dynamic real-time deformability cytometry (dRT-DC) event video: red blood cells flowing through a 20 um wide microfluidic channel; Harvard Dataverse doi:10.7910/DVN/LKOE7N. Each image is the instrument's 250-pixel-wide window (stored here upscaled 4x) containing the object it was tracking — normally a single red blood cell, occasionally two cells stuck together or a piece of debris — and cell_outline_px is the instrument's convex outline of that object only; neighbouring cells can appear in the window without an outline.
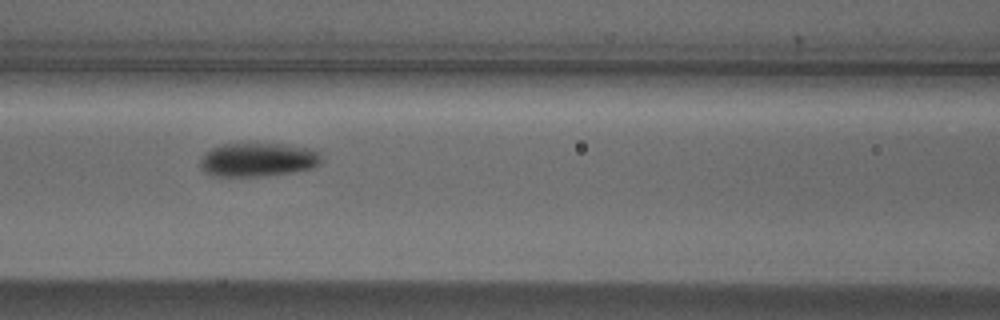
{"species": "Egyptian fruit bat (a non-hibernating species)", "species_latin": "Rousettus aegyptiacus", "temperature_condition": "cold", "stored_images_in_passage": 8, "camera_frame_rate_fps": 3000, "um_per_image_px": 0.085, "animal": {"sex": "male"}, "frame": {"image": 1, "passage_image": 3, "time_ms": 0.667, "image_size_px": [1000, 320], "cell_outline_px": [[324, 160], [320, 164], [312, 168], [288, 172], [260, 176], [212, 176], [204, 172], [200, 168], [200, 160], [212, 148], [220, 144], [288, 144], [308, 148], [320, 152]], "centroid_in_image_um": [21.94, 13.57], "position_along_channel_um": 144.7, "area_um2": 23.81}}
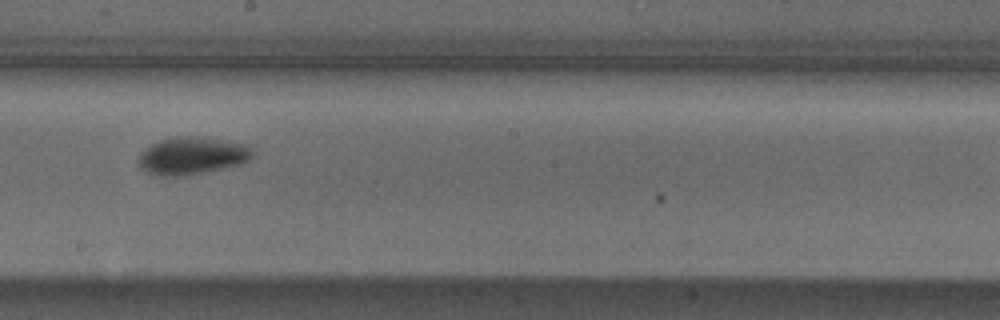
{"frame": {"image": 2, "passage_image": 5, "time_ms": 1.333, "image_size_px": [1000, 320], "cell_outline_px": [[252, 156], [248, 160], [240, 164], [180, 176], [160, 176], [144, 172], [140, 168], [136, 160], [140, 152], [144, 148], [160, 140], [172, 136], [196, 136], [244, 144], [252, 148]], "centroid_in_image_um": [16.22, 13.23], "position_along_channel_um": 232.0, "area_um2": 24.8}}
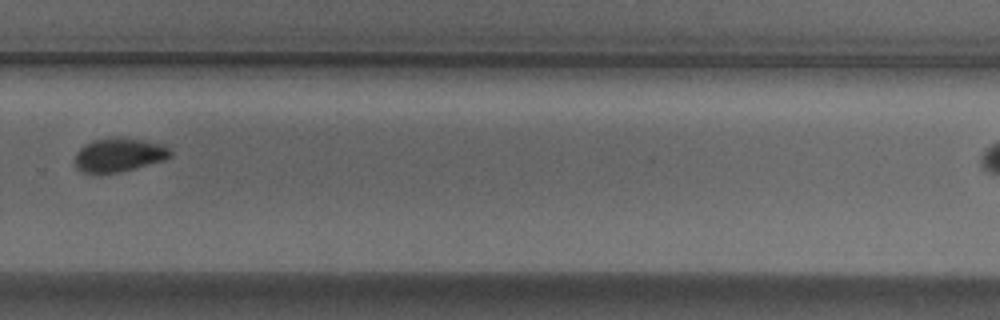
{"frame": {"image": 3, "passage_image": 8, "time_ms": 2.333, "image_size_px": [1000, 320], "cell_outline_px": [[172, 156], [164, 160], [120, 172], [84, 172], [76, 168], [76, 152], [84, 144], [92, 140], [140, 140], [164, 144], [172, 152]], "centroid_in_image_um": [10.14, 13.19], "position_along_channel_um": 319.7, "area_um2": 17.98}}